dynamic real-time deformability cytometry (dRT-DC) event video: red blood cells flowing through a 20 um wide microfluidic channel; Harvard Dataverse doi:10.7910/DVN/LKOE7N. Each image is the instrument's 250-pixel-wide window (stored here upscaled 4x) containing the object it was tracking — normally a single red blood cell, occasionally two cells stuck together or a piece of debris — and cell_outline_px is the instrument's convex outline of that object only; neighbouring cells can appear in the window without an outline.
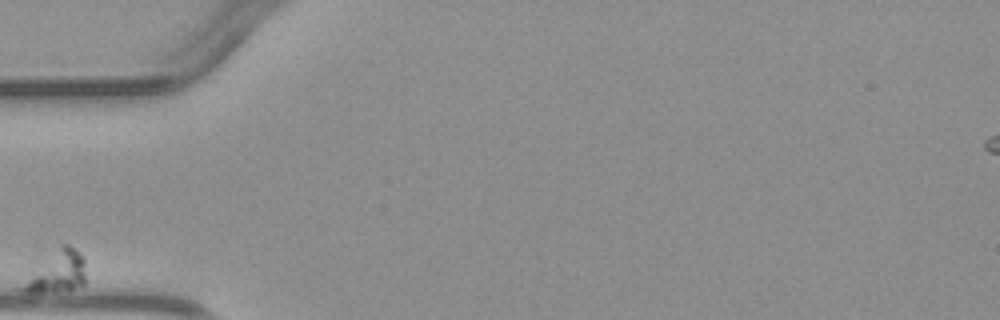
{"species": "common noctule bat (a hibernating species)", "species_latin": "Nyctalus noctula", "temperature_condition": "warm", "stored_images_in_passage": 6, "camera_frame_rate_fps": 3000, "um_per_image_px": 0.085, "animal": {"sex": "male", "body_mass_g": 23.1, "forearm_length_mm": 52.7}, "frame": {"image": 1, "passage_image": 1, "time_ms": 0.0, "image_size_px": [1000, 320], "cell_outline_px": [[84, 284], [72, 288], [56, 292], [16, 292], [16, 288], [60, 244], [68, 244], [84, 256]], "centroid_in_image_um": [4.79, 23.13], "position_along_channel_um": 80.2, "area_um2": 15.14}}
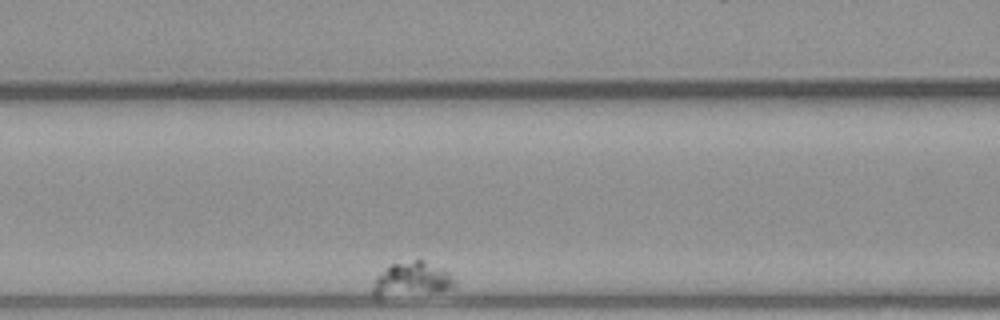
{"frame": {"image": 2, "passage_image": 3, "time_ms": 2.333, "image_size_px": [1000, 320], "cell_outline_px": [[456, 284], [452, 288], [376, 300], [372, 296], [372, 288], [376, 276], [392, 264], [416, 260], [424, 260], [448, 272], [456, 280]], "centroid_in_image_um": [34.93, 23.79], "position_along_channel_um": 131.7, "area_um2": 16.42}}
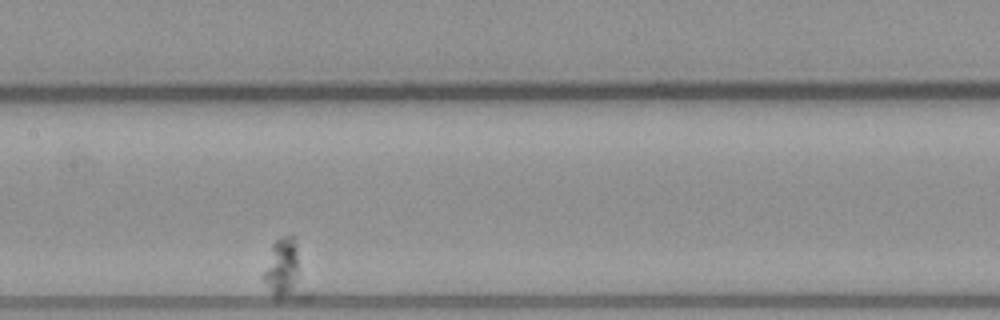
{"frame": {"image": 3, "passage_image": 5, "time_ms": 4.667, "image_size_px": [1000, 320], "cell_outline_px": [[312, 296], [308, 300], [276, 300], [272, 296], [264, 280], [264, 272], [272, 244], [276, 240], [284, 236], [296, 236], [312, 292]], "centroid_in_image_um": [24.4, 23.06], "position_along_channel_um": 183.0, "area_um2": 16.59}}